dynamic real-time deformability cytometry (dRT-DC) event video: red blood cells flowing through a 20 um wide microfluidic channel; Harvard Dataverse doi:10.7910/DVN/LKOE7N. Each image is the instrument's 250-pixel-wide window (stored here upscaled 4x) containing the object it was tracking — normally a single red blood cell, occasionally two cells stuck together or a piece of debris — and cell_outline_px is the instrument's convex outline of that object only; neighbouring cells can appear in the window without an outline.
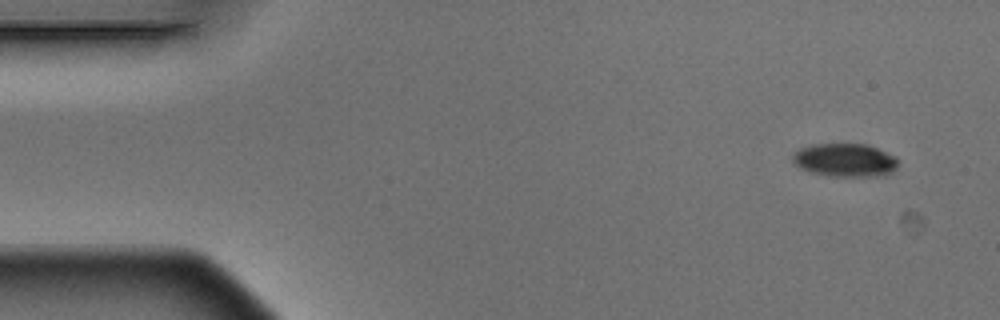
{"species": "Egyptian fruit bat (a non-hibernating species)", "species_latin": "Rousettus aegyptiacus", "temperature_condition": "warm", "stored_images_in_passage": 5, "camera_frame_rate_fps": 3000, "um_per_image_px": 0.085, "animal": {"sex": "male"}, "frame": {"image": 1, "passage_image": 1, "time_ms": 0.0, "image_size_px": [1000, 320], "cell_outline_px": [[896, 168], [892, 172], [884, 176], [828, 176], [808, 172], [800, 168], [792, 160], [792, 156], [800, 148], [812, 144], [868, 144], [896, 156]], "centroid_in_image_um": [71.82, 13.61], "position_along_channel_um": 13.2, "area_um2": 20.58}}
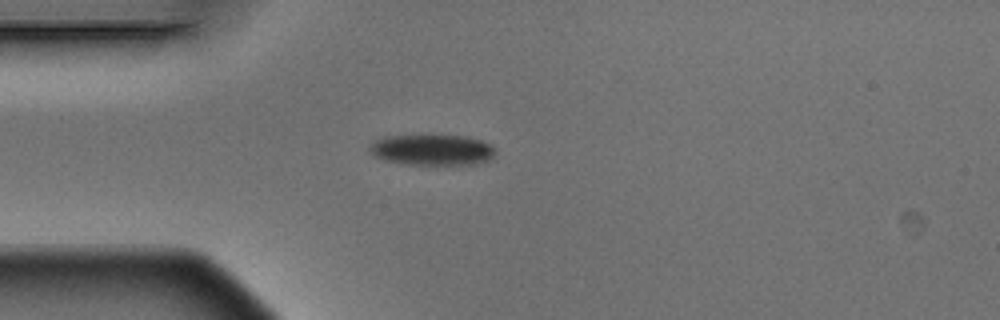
{"frame": {"image": 2, "passage_image": 4, "time_ms": 1.0, "image_size_px": [1000, 320], "cell_outline_px": [[492, 156], [488, 160], [476, 164], [400, 164], [384, 160], [372, 156], [368, 148], [372, 140], [384, 136], [464, 136], [480, 140], [488, 144], [492, 148]], "centroid_in_image_um": [36.61, 12.74], "position_along_channel_um": 48.4, "area_um2": 22.37}}